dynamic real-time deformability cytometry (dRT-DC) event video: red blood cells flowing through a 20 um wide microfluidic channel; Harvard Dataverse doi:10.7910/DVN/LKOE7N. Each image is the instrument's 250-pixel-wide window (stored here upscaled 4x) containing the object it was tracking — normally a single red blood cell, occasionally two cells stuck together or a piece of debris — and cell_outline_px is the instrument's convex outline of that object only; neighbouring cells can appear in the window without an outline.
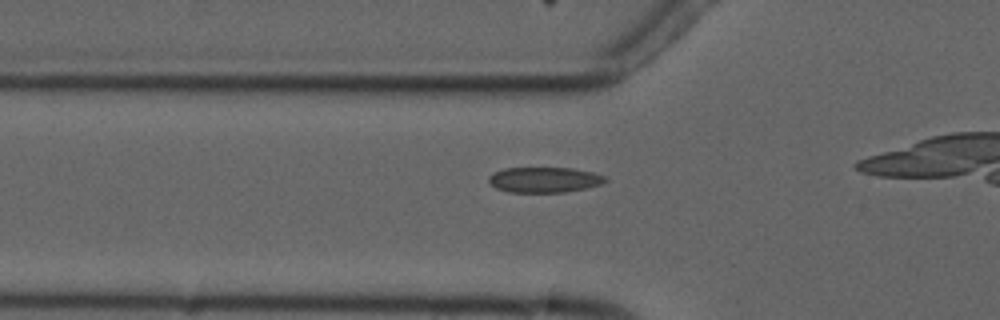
{"species": "common noctule bat (a hibernating species)", "species_latin": "Nyctalus noctula", "temperature_condition": "cold", "stored_images_in_passage": 3, "camera_frame_rate_fps": 3000, "um_per_image_px": 0.085, "animal": {"sex": "male", "forearm_length_mm": 52.5}, "frame": {"image": 1, "passage_image": 2, "time_ms": 2.0, "image_size_px": [1000, 320], "cell_outline_px": [[608, 180], [600, 184], [584, 188], [564, 192], [508, 192], [496, 188], [488, 180], [488, 176], [492, 172], [504, 168], [572, 168], [592, 172], [608, 176]], "centroid_in_image_um": [46.26, 15.27], "position_along_channel_um": 79.5, "area_um2": 17.28}}